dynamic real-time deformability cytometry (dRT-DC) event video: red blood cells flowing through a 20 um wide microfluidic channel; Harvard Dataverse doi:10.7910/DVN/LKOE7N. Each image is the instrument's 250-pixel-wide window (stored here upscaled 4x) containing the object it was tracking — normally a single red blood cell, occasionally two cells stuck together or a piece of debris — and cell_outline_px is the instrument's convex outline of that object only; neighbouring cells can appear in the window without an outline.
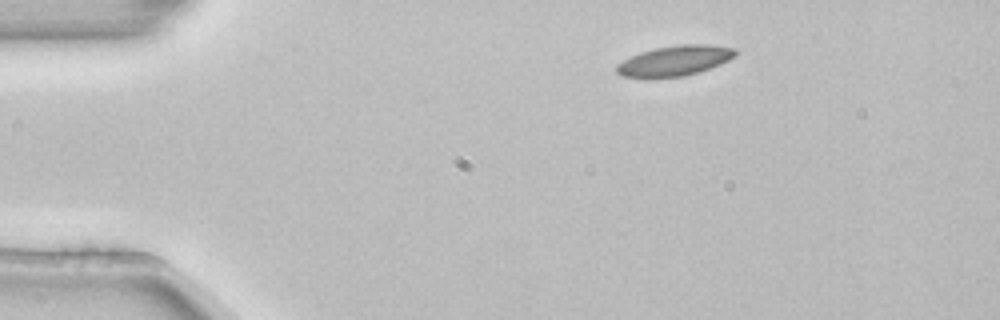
{"species": "common noctule bat (a hibernating species)", "species_latin": "Nyctalus noctula", "temperature_condition": "room temperature", "stored_images_in_passage": 4, "camera_frame_rate_fps": 3000, "um_per_image_px": 0.085, "animal": {"sex": "female", "body_mass_g": 22.7, "forearm_length_mm": 54.2}, "frame": {"image": 1, "passage_image": 1, "time_ms": 0.0, "image_size_px": [1000, 320], "cell_outline_px": [[736, 56], [720, 64], [684, 76], [620, 76], [616, 72], [616, 64], [640, 52], [656, 48], [680, 44], [708, 44], [736, 48]], "centroid_in_image_um": [57.38, 5.13], "position_along_channel_um": 27.6, "area_um2": 20.4}}
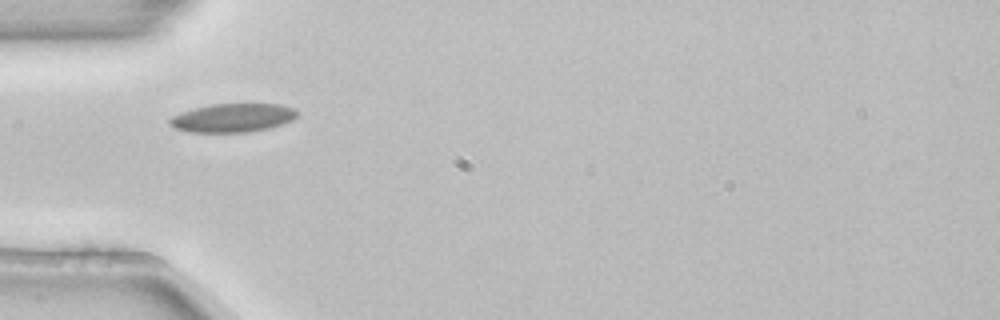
{"frame": {"image": 2, "passage_image": 3, "time_ms": 0.667, "image_size_px": [1000, 320], "cell_outline_px": [[300, 112], [292, 120], [284, 124], [268, 128], [248, 132], [188, 132], [172, 128], [168, 124], [168, 120], [172, 116], [196, 108], [212, 104], [280, 104], [292, 108]], "centroid_in_image_um": [19.78, 10.02], "position_along_channel_um": 65.2, "area_um2": 21.27}}